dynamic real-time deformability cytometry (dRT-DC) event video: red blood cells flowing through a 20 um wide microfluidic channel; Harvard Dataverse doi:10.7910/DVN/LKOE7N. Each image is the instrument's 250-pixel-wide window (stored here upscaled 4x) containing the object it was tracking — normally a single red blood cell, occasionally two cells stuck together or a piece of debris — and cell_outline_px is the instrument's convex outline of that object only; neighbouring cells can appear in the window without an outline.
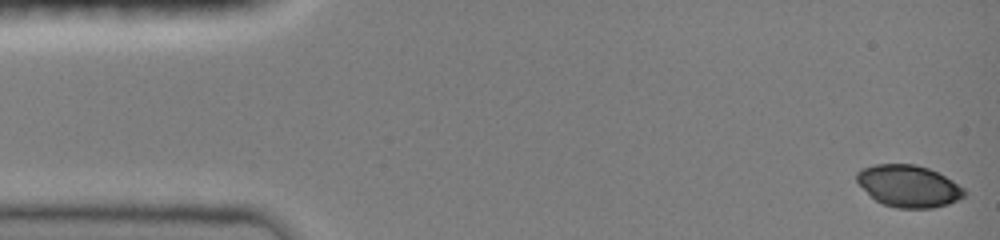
{"species": "common noctule bat (a hibernating species)", "species_latin": "Nyctalus noctula", "temperature_condition": "room temperature", "stored_images_in_passage": 77, "camera_frame_rate_fps": 3000, "um_per_image_px": 0.085, "animal": {"sex": "female", "body_mass_g": 19.0, "forearm_length_mm": 51.5}, "frame": {"image": 1, "passage_image": 1, "time_ms": 0.0, "image_size_px": [1000, 240], "cell_outline_px": [[968, 192], [964, 196], [948, 204], [932, 208], [896, 208], [884, 204], [876, 200], [856, 180], [856, 172], [864, 168], [876, 164], [916, 164], [928, 168], [952, 180], [964, 188]], "centroid_in_image_um": [77.26, 15.81], "position_along_channel_um": 7.7, "area_um2": 26.01}}
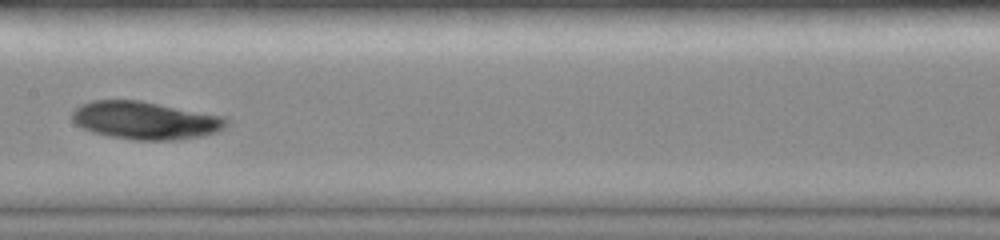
{"frame": {"image": 2, "passage_image": 36, "time_ms": 7.667, "image_size_px": [1000, 240], "cell_outline_px": [[228, 124], [224, 128], [216, 132], [200, 136], [180, 140], [136, 140], [108, 136], [92, 132], [80, 128], [72, 120], [72, 112], [80, 104], [92, 100], [140, 100], [224, 116], [228, 120]], "centroid_in_image_um": [12.33, 10.23], "position_along_channel_um": 195.1, "area_um2": 34.22}}
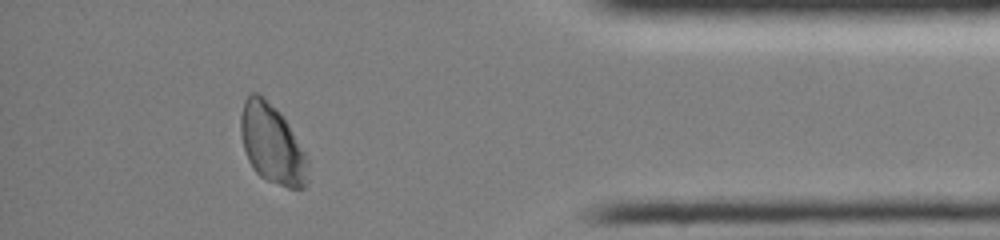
{"frame": {"image": 3, "passage_image": 67, "time_ms": 13.667, "image_size_px": [1000, 240], "cell_outline_px": [[308, 184], [304, 188], [288, 188], [264, 180], [252, 168], [248, 160], [244, 148], [240, 132], [240, 116], [244, 100], [252, 92], [256, 92], [264, 96], [280, 112], [288, 124], [308, 156]], "centroid_in_image_um": [23.13, 12.26], "position_along_channel_um": 412.1, "area_um2": 31.5}}